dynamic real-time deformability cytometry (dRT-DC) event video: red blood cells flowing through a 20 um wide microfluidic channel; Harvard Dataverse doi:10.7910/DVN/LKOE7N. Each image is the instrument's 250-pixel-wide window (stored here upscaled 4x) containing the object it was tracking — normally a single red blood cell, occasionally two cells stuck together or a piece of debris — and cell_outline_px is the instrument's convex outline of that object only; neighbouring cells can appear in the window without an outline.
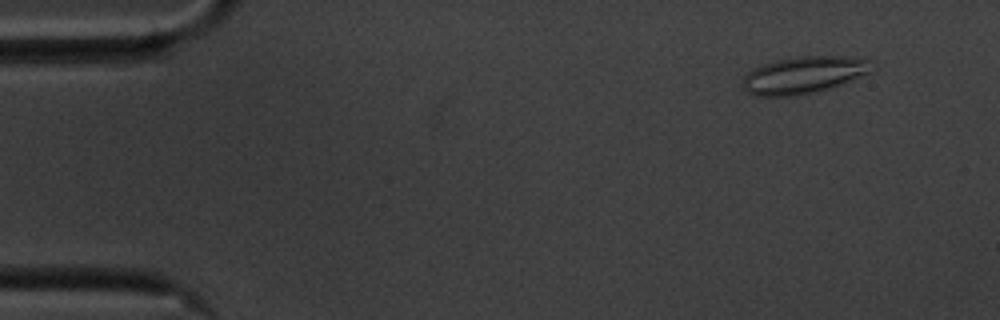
{"species": "common noctule bat (a hibernating species)", "species_latin": "Nyctalus noctula", "temperature_condition": "cold", "stored_images_in_passage": 57, "camera_frame_rate_fps": 3000, "um_per_image_px": 0.085, "animal": {"sex": "male", "body_mass_g": 20.1, "forearm_length_mm": 53.5}, "frame": {"image": 1, "passage_image": 5, "time_ms": 1.333, "image_size_px": [1000, 320], "cell_outline_px": [[868, 72], [860, 76], [840, 84], [816, 92], [792, 96], [756, 96], [748, 92], [740, 84], [744, 76], [748, 72], [764, 64], [776, 60], [800, 56], [848, 56], [868, 60]], "centroid_in_image_um": [68.22, 6.38], "position_along_channel_um": 16.8, "area_um2": 27.34}}
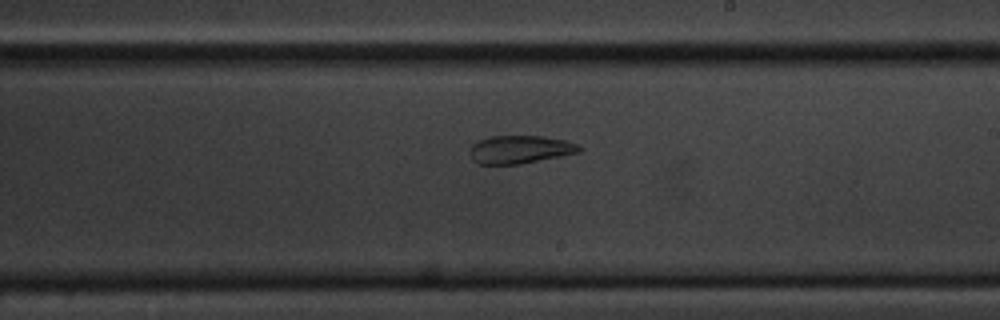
{"frame": {"image": 2, "passage_image": 33, "time_ms": 10.667, "image_size_px": [1000, 320], "cell_outline_px": [[584, 148], [580, 152], [520, 164], [476, 164], [472, 160], [472, 144], [480, 140], [492, 136], [544, 136], [564, 140], [576, 144]], "centroid_in_image_um": [44.22, 12.71], "position_along_channel_um": 244.8, "area_um2": 17.69}}
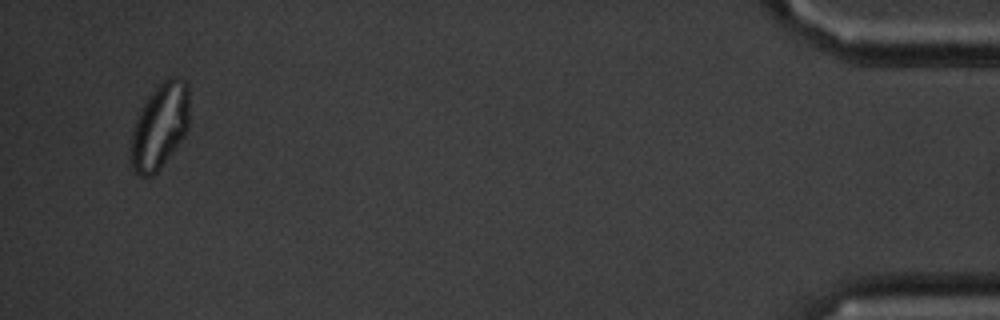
{"frame": {"image": 3, "passage_image": 55, "time_ms": 18.0, "image_size_px": [1000, 320], "cell_outline_px": [[188, 128], [184, 136], [160, 168], [152, 176], [140, 176], [132, 168], [128, 152], [128, 148], [132, 128], [136, 116], [140, 108], [148, 96], [168, 76], [176, 76], [184, 80], [188, 84]], "centroid_in_image_um": [13.53, 10.73], "position_along_channel_um": 421.7, "area_um2": 29.59}, "authors_computed_cell_mechanics": {"area_um2": 24.5072, "velocity_mm_per_s": 3.4825, "shape_relaxation_time_tau1_ms": null, "shape_relaxation_time_tau2_ms": 3.8676, "deformation_change_tau1": null, "deformation_change_tau2": 0.0915}}